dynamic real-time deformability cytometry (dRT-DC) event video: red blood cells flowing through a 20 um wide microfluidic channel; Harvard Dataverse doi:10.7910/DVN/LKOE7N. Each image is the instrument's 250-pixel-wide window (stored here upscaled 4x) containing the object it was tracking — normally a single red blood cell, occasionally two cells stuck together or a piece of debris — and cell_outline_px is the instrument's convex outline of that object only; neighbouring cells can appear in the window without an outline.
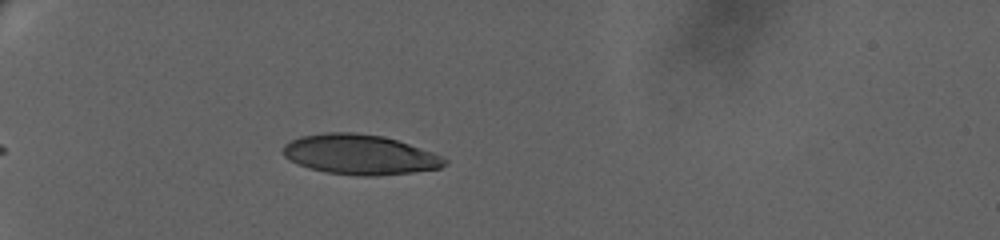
{"species": "human", "species_latin": "Homo sapiens", "temperature_condition": "warm", "stored_images_in_passage": 2, "camera_frame_rate_fps": 3000, "um_per_image_px": 0.085, "donor": {"sex": "female"}, "frame": {"image": 1, "passage_image": 1, "time_ms": 0.0, "image_size_px": [1000, 240], "cell_outline_px": [[448, 164], [440, 168], [412, 172], [376, 176], [360, 176], [324, 172], [308, 168], [284, 156], [284, 144], [300, 136], [324, 132], [356, 132], [384, 136], [432, 152], [448, 160]], "centroid_in_image_um": [30.59, 13.13], "position_along_channel_um": 54.4, "area_um2": 37.57}}